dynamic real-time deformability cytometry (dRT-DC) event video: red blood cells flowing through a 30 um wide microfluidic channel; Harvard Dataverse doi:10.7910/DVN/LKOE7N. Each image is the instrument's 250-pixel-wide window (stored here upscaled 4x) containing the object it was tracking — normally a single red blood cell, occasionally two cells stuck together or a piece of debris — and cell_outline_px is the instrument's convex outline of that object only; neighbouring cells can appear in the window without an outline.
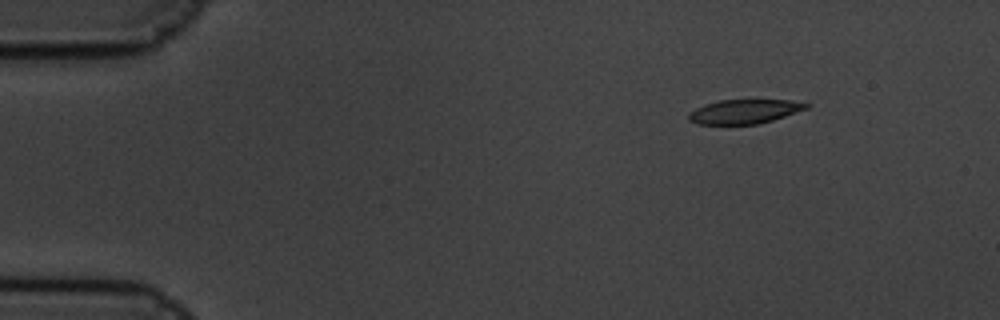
{"species": "common noctule bat (a hibernating species)", "species_latin": "Nyctalus noctula", "temperature_condition": "cold", "stored_images_in_passage": 53, "camera_frame_rate_fps": 3000, "um_per_image_px": 0.085, "animal": {"sex": "male", "body_mass_g": 19.5, "forearm_length_mm": 54.6}, "frame": {"image": 1, "passage_image": 1, "time_ms": 0.0, "image_size_px": [1000, 320], "cell_outline_px": [[808, 108], [760, 124], [696, 124], [688, 120], [688, 112], [704, 104], [720, 100], [788, 100], [808, 104]], "centroid_in_image_um": [63.21, 9.48], "position_along_channel_um": 21.8, "area_um2": 16.47}}
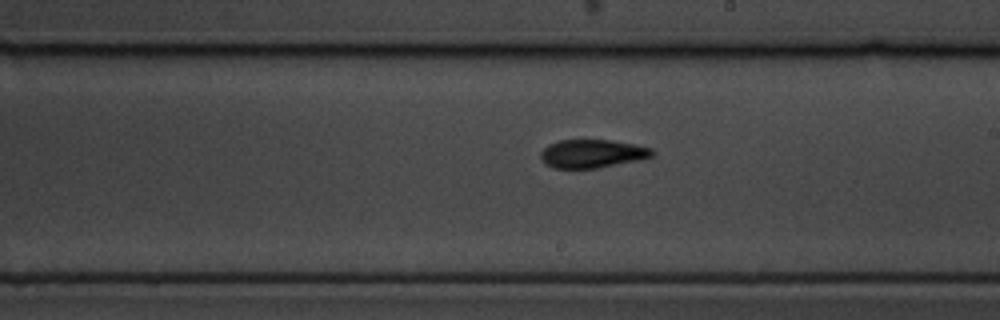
{"frame": {"image": 2, "passage_image": 28, "time_ms": 9.0, "image_size_px": [1000, 320], "cell_outline_px": [[656, 152], [652, 156], [636, 160], [596, 168], [552, 168], [544, 164], [540, 160], [540, 152], [548, 144], [560, 140], [608, 140], [636, 144], [652, 148]], "centroid_in_image_um": [50.29, 13.05], "position_along_channel_um": 238.7, "area_um2": 18.44}}
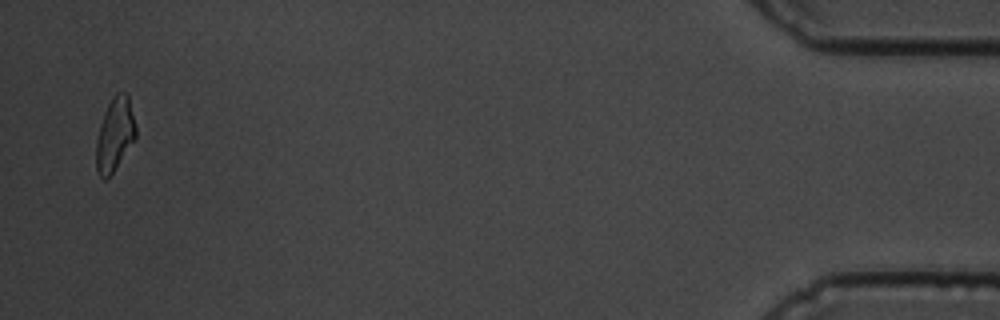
{"frame": {"image": 3, "passage_image": 52, "time_ms": 17.0, "image_size_px": [1000, 320], "cell_outline_px": [[136, 140], [112, 172], [104, 180], [96, 172], [96, 140], [100, 124], [104, 112], [112, 96], [116, 92], [128, 92], [136, 128]], "centroid_in_image_um": [9.77, 11.4], "position_along_channel_um": 425.4, "area_um2": 17.11}, "authors_computed_cell_mechanics": {"area_um2": 18.1492, "velocity_mm_per_s": 3.3543, "shape_relaxation_time_tau1_ms": 4.5141, "shape_relaxation_time_tau2_ms": 3.4295, "deformation_change_tau1": 0.1284, "deformation_change_tau2": 0.0942}}